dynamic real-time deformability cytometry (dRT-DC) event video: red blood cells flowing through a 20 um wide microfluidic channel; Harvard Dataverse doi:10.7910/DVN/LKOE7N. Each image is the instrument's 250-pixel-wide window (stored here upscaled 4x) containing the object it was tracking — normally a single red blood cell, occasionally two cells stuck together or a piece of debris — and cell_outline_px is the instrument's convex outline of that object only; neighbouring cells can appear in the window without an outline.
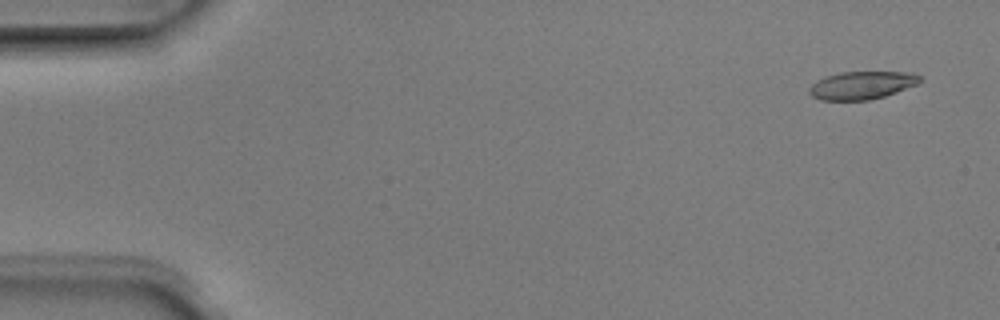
{"species": "Egyptian fruit bat (a non-hibernating species)", "species_latin": "Rousettus aegyptiacus", "temperature_condition": "room temperature", "stored_images_in_passage": 6, "camera_frame_rate_fps": 3000, "um_per_image_px": 0.085, "animal": {"sex": "male"}, "frame": {"image": 1, "passage_image": 1, "time_ms": 0.0, "image_size_px": [1000, 320], "cell_outline_px": [[920, 80], [916, 84], [896, 92], [884, 96], [868, 100], [820, 100], [812, 96], [808, 92], [808, 88], [816, 80], [840, 72], [912, 72], [920, 76]], "centroid_in_image_um": [73.22, 7.25], "position_along_channel_um": 11.8, "area_um2": 17.86}}
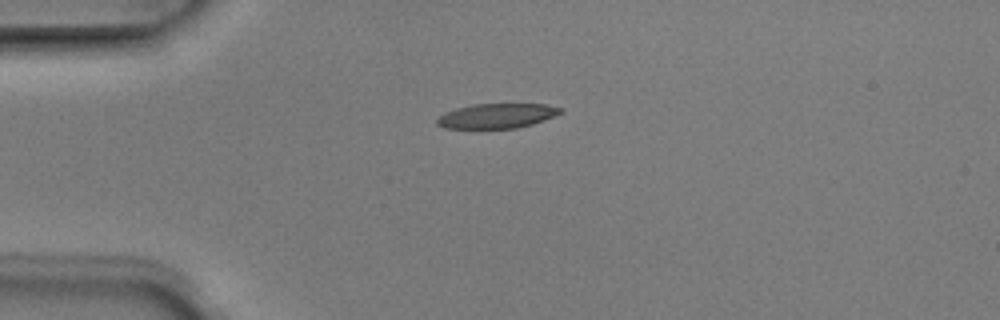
{"frame": {"image": 2, "passage_image": 4, "time_ms": 1.0, "image_size_px": [1000, 320], "cell_outline_px": [[564, 112], [544, 120], [532, 124], [516, 128], [444, 128], [436, 124], [436, 120], [444, 112], [456, 108], [472, 104], [548, 104], [564, 108]], "centroid_in_image_um": [42.26, 9.84], "position_along_channel_um": 42.7, "area_um2": 17.92}}
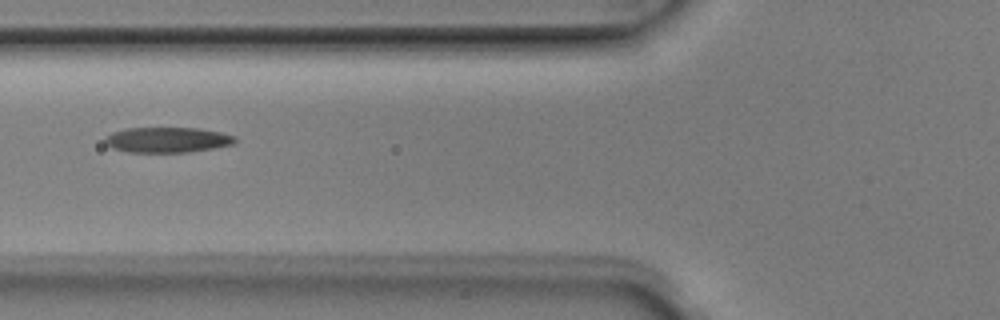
{"frame": {"image": 3, "passage_image": 6, "time_ms": 1.667, "image_size_px": [1000, 320], "cell_outline_px": [[236, 140], [232, 144], [212, 148], [188, 152], [128, 152], [112, 148], [104, 144], [104, 136], [112, 132], [124, 128], [200, 128], [220, 132], [236, 136]], "centroid_in_image_um": [14.16, 11.88], "position_along_channel_um": 111.6, "area_um2": 19.31}}